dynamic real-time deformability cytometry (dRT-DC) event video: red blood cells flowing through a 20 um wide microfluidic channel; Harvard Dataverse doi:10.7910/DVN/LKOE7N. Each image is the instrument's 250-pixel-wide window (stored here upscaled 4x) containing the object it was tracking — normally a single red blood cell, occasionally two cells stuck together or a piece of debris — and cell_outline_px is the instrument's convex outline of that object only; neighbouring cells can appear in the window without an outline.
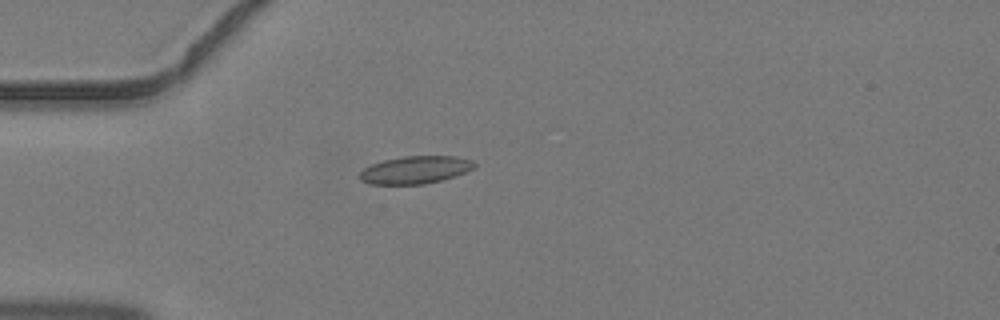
{"species": "common noctule bat (a hibernating species)", "species_latin": "Nyctalus noctula", "temperature_condition": "warm", "stored_images_in_passage": 4, "camera_frame_rate_fps": 3000, "um_per_image_px": 0.085, "animal": {"sex": "male", "body_mass_g": 19.2, "forearm_length_mm": 51.8}, "frame": {"image": 1, "passage_image": 4, "time_ms": 1.0, "image_size_px": [1000, 320], "cell_outline_px": [[476, 164], [472, 168], [456, 176], [444, 180], [424, 184], [368, 184], [360, 180], [360, 172], [364, 168], [372, 164], [384, 160], [404, 156], [456, 156], [472, 160]], "centroid_in_image_um": [35.3, 14.44], "position_along_channel_um": 49.7, "area_um2": 18.44}}